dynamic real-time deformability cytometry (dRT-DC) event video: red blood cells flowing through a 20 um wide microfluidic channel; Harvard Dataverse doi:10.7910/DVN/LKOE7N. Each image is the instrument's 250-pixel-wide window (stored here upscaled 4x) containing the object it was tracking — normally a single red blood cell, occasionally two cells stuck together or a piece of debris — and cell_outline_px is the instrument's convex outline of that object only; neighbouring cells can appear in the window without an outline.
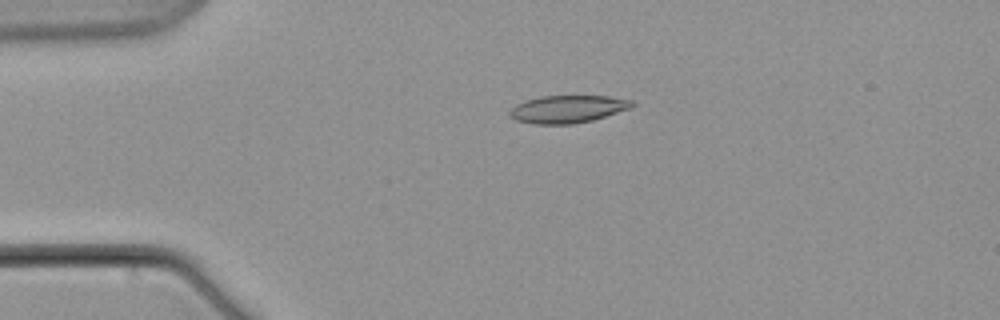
{"species": "common noctule bat (a hibernating species)", "species_latin": "Nyctalus noctula", "temperature_condition": "warm", "stored_images_in_passage": 10, "camera_frame_rate_fps": 3000, "um_per_image_px": 0.085, "animal": {"sex": "male", "body_mass_g": 21.5, "forearm_length_mm": 52.0}, "frame": {"image": 1, "passage_image": 5, "time_ms": 4.667, "image_size_px": [1000, 320], "cell_outline_px": [[636, 104], [632, 108], [592, 120], [572, 124], [536, 124], [516, 120], [508, 116], [508, 112], [516, 104], [524, 100], [540, 96], [608, 96], [632, 100]], "centroid_in_image_um": [48.25, 9.27], "position_along_channel_um": 36.8, "area_um2": 19.77}}
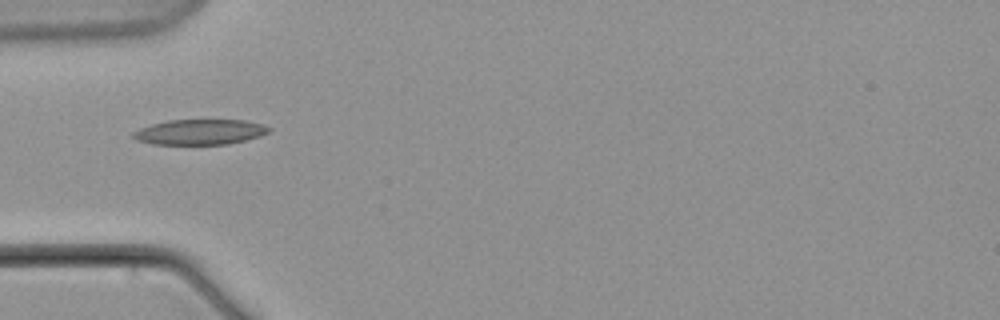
{"frame": {"image": 2, "passage_image": 7, "time_ms": 7.0, "image_size_px": [1000, 320], "cell_outline_px": [[272, 128], [268, 132], [260, 136], [228, 144], [152, 144], [136, 140], [132, 136], [132, 132], [140, 128], [152, 124], [168, 120], [244, 120], [264, 124]], "centroid_in_image_um": [16.99, 11.21], "position_along_channel_um": 68.0, "area_um2": 20.0}}
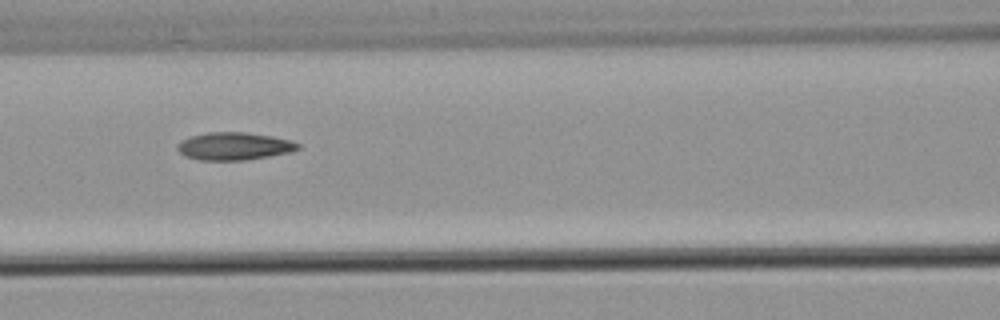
{"frame": {"image": 3, "passage_image": 9, "time_ms": 9.667, "image_size_px": [1000, 320], "cell_outline_px": [[300, 148], [292, 152], [244, 160], [200, 160], [184, 156], [176, 148], [176, 144], [180, 140], [192, 136], [208, 132], [244, 132], [272, 136], [288, 140], [300, 144]], "centroid_in_image_um": [19.87, 12.42], "position_along_channel_um": 146.7, "area_um2": 19.42}}